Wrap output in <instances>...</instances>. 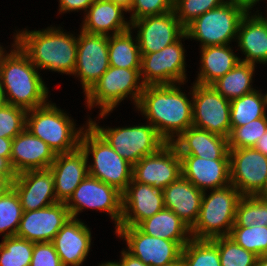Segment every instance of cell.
Returning a JSON list of instances; mask_svg holds the SVG:
<instances>
[{"label": "cell", "mask_w": 267, "mask_h": 266, "mask_svg": "<svg viewBox=\"0 0 267 266\" xmlns=\"http://www.w3.org/2000/svg\"><path fill=\"white\" fill-rule=\"evenodd\" d=\"M88 162L81 147L70 153L56 154L49 169L54 176L55 194L58 202L66 203L74 190L88 175Z\"/></svg>", "instance_id": "obj_23"}, {"label": "cell", "mask_w": 267, "mask_h": 266, "mask_svg": "<svg viewBox=\"0 0 267 266\" xmlns=\"http://www.w3.org/2000/svg\"><path fill=\"white\" fill-rule=\"evenodd\" d=\"M98 266H118L117 264H116V261H107V262H105V263H101V264H99Z\"/></svg>", "instance_id": "obj_55"}, {"label": "cell", "mask_w": 267, "mask_h": 266, "mask_svg": "<svg viewBox=\"0 0 267 266\" xmlns=\"http://www.w3.org/2000/svg\"><path fill=\"white\" fill-rule=\"evenodd\" d=\"M121 6L108 0H95L88 8L81 30L91 34L116 35L130 29V21H125ZM112 33L110 34V32Z\"/></svg>", "instance_id": "obj_28"}, {"label": "cell", "mask_w": 267, "mask_h": 266, "mask_svg": "<svg viewBox=\"0 0 267 266\" xmlns=\"http://www.w3.org/2000/svg\"><path fill=\"white\" fill-rule=\"evenodd\" d=\"M132 29L109 36V64L116 68L140 69L141 52L137 37L133 39ZM136 41V43H134Z\"/></svg>", "instance_id": "obj_32"}, {"label": "cell", "mask_w": 267, "mask_h": 266, "mask_svg": "<svg viewBox=\"0 0 267 266\" xmlns=\"http://www.w3.org/2000/svg\"><path fill=\"white\" fill-rule=\"evenodd\" d=\"M267 226V201L256 196H242L236 208L233 227Z\"/></svg>", "instance_id": "obj_36"}, {"label": "cell", "mask_w": 267, "mask_h": 266, "mask_svg": "<svg viewBox=\"0 0 267 266\" xmlns=\"http://www.w3.org/2000/svg\"><path fill=\"white\" fill-rule=\"evenodd\" d=\"M23 212L13 188L0 197V234H3V238L16 236Z\"/></svg>", "instance_id": "obj_37"}, {"label": "cell", "mask_w": 267, "mask_h": 266, "mask_svg": "<svg viewBox=\"0 0 267 266\" xmlns=\"http://www.w3.org/2000/svg\"><path fill=\"white\" fill-rule=\"evenodd\" d=\"M225 2L226 0H174V11L186 28L196 18Z\"/></svg>", "instance_id": "obj_42"}, {"label": "cell", "mask_w": 267, "mask_h": 266, "mask_svg": "<svg viewBox=\"0 0 267 266\" xmlns=\"http://www.w3.org/2000/svg\"><path fill=\"white\" fill-rule=\"evenodd\" d=\"M182 266H221L218 247L211 240L191 239L182 249Z\"/></svg>", "instance_id": "obj_34"}, {"label": "cell", "mask_w": 267, "mask_h": 266, "mask_svg": "<svg viewBox=\"0 0 267 266\" xmlns=\"http://www.w3.org/2000/svg\"><path fill=\"white\" fill-rule=\"evenodd\" d=\"M95 0H59V14L70 11L84 10L87 12L88 8Z\"/></svg>", "instance_id": "obj_45"}, {"label": "cell", "mask_w": 267, "mask_h": 266, "mask_svg": "<svg viewBox=\"0 0 267 266\" xmlns=\"http://www.w3.org/2000/svg\"><path fill=\"white\" fill-rule=\"evenodd\" d=\"M75 127L74 119L50 101L27 111L26 129L48 144L55 154L70 153L80 147V138L86 127L79 130Z\"/></svg>", "instance_id": "obj_4"}, {"label": "cell", "mask_w": 267, "mask_h": 266, "mask_svg": "<svg viewBox=\"0 0 267 266\" xmlns=\"http://www.w3.org/2000/svg\"><path fill=\"white\" fill-rule=\"evenodd\" d=\"M174 10V0H133L129 13L130 23L147 16L169 13Z\"/></svg>", "instance_id": "obj_43"}, {"label": "cell", "mask_w": 267, "mask_h": 266, "mask_svg": "<svg viewBox=\"0 0 267 266\" xmlns=\"http://www.w3.org/2000/svg\"><path fill=\"white\" fill-rule=\"evenodd\" d=\"M34 243L11 236L0 243V266H30Z\"/></svg>", "instance_id": "obj_35"}, {"label": "cell", "mask_w": 267, "mask_h": 266, "mask_svg": "<svg viewBox=\"0 0 267 266\" xmlns=\"http://www.w3.org/2000/svg\"><path fill=\"white\" fill-rule=\"evenodd\" d=\"M30 266H63L52 242L34 243Z\"/></svg>", "instance_id": "obj_44"}, {"label": "cell", "mask_w": 267, "mask_h": 266, "mask_svg": "<svg viewBox=\"0 0 267 266\" xmlns=\"http://www.w3.org/2000/svg\"><path fill=\"white\" fill-rule=\"evenodd\" d=\"M203 194V191L181 176L163 189L164 206L191 229L198 219Z\"/></svg>", "instance_id": "obj_27"}, {"label": "cell", "mask_w": 267, "mask_h": 266, "mask_svg": "<svg viewBox=\"0 0 267 266\" xmlns=\"http://www.w3.org/2000/svg\"><path fill=\"white\" fill-rule=\"evenodd\" d=\"M180 89L177 84L145 86L136 105L167 143L193 126L192 100Z\"/></svg>", "instance_id": "obj_1"}, {"label": "cell", "mask_w": 267, "mask_h": 266, "mask_svg": "<svg viewBox=\"0 0 267 266\" xmlns=\"http://www.w3.org/2000/svg\"><path fill=\"white\" fill-rule=\"evenodd\" d=\"M55 157L49 145L26 128L13 138L10 165L16 175L29 170L49 169Z\"/></svg>", "instance_id": "obj_21"}, {"label": "cell", "mask_w": 267, "mask_h": 266, "mask_svg": "<svg viewBox=\"0 0 267 266\" xmlns=\"http://www.w3.org/2000/svg\"><path fill=\"white\" fill-rule=\"evenodd\" d=\"M0 51V94L3 102L31 110L48 103V88L29 56L14 41Z\"/></svg>", "instance_id": "obj_2"}, {"label": "cell", "mask_w": 267, "mask_h": 266, "mask_svg": "<svg viewBox=\"0 0 267 266\" xmlns=\"http://www.w3.org/2000/svg\"><path fill=\"white\" fill-rule=\"evenodd\" d=\"M115 233L126 241L130 254L149 266H163L181 259L183 247L176 241L147 235L137 226H119Z\"/></svg>", "instance_id": "obj_13"}, {"label": "cell", "mask_w": 267, "mask_h": 266, "mask_svg": "<svg viewBox=\"0 0 267 266\" xmlns=\"http://www.w3.org/2000/svg\"><path fill=\"white\" fill-rule=\"evenodd\" d=\"M255 266H267V253L257 258Z\"/></svg>", "instance_id": "obj_54"}, {"label": "cell", "mask_w": 267, "mask_h": 266, "mask_svg": "<svg viewBox=\"0 0 267 266\" xmlns=\"http://www.w3.org/2000/svg\"><path fill=\"white\" fill-rule=\"evenodd\" d=\"M91 240L89 227L71 217L51 242L63 266H81L89 254Z\"/></svg>", "instance_id": "obj_22"}, {"label": "cell", "mask_w": 267, "mask_h": 266, "mask_svg": "<svg viewBox=\"0 0 267 266\" xmlns=\"http://www.w3.org/2000/svg\"><path fill=\"white\" fill-rule=\"evenodd\" d=\"M118 266H149L140 259L134 257L127 250L121 251V258L119 262H116Z\"/></svg>", "instance_id": "obj_46"}, {"label": "cell", "mask_w": 267, "mask_h": 266, "mask_svg": "<svg viewBox=\"0 0 267 266\" xmlns=\"http://www.w3.org/2000/svg\"><path fill=\"white\" fill-rule=\"evenodd\" d=\"M254 148L267 156V131L259 138Z\"/></svg>", "instance_id": "obj_51"}, {"label": "cell", "mask_w": 267, "mask_h": 266, "mask_svg": "<svg viewBox=\"0 0 267 266\" xmlns=\"http://www.w3.org/2000/svg\"><path fill=\"white\" fill-rule=\"evenodd\" d=\"M255 68L254 64L239 61L233 69L211 86L229 101L237 99L256 90L252 87Z\"/></svg>", "instance_id": "obj_31"}, {"label": "cell", "mask_w": 267, "mask_h": 266, "mask_svg": "<svg viewBox=\"0 0 267 266\" xmlns=\"http://www.w3.org/2000/svg\"><path fill=\"white\" fill-rule=\"evenodd\" d=\"M13 37L38 70L73 75L77 61L75 35L64 32L62 27L50 26L42 30H18Z\"/></svg>", "instance_id": "obj_3"}, {"label": "cell", "mask_w": 267, "mask_h": 266, "mask_svg": "<svg viewBox=\"0 0 267 266\" xmlns=\"http://www.w3.org/2000/svg\"><path fill=\"white\" fill-rule=\"evenodd\" d=\"M230 183L242 196H255L267 178V156L254 147L229 149Z\"/></svg>", "instance_id": "obj_16"}, {"label": "cell", "mask_w": 267, "mask_h": 266, "mask_svg": "<svg viewBox=\"0 0 267 266\" xmlns=\"http://www.w3.org/2000/svg\"><path fill=\"white\" fill-rule=\"evenodd\" d=\"M137 227L147 235L176 241L184 247L192 238L190 228L170 209L163 208Z\"/></svg>", "instance_id": "obj_30"}, {"label": "cell", "mask_w": 267, "mask_h": 266, "mask_svg": "<svg viewBox=\"0 0 267 266\" xmlns=\"http://www.w3.org/2000/svg\"><path fill=\"white\" fill-rule=\"evenodd\" d=\"M27 110L0 102V137L13 139L26 128Z\"/></svg>", "instance_id": "obj_41"}, {"label": "cell", "mask_w": 267, "mask_h": 266, "mask_svg": "<svg viewBox=\"0 0 267 266\" xmlns=\"http://www.w3.org/2000/svg\"><path fill=\"white\" fill-rule=\"evenodd\" d=\"M267 131V116L252 120L241 127H231L228 149L254 147Z\"/></svg>", "instance_id": "obj_40"}, {"label": "cell", "mask_w": 267, "mask_h": 266, "mask_svg": "<svg viewBox=\"0 0 267 266\" xmlns=\"http://www.w3.org/2000/svg\"><path fill=\"white\" fill-rule=\"evenodd\" d=\"M257 12L253 15L247 12L242 18L236 41L245 55L240 61L254 65L267 63V17Z\"/></svg>", "instance_id": "obj_26"}, {"label": "cell", "mask_w": 267, "mask_h": 266, "mask_svg": "<svg viewBox=\"0 0 267 266\" xmlns=\"http://www.w3.org/2000/svg\"><path fill=\"white\" fill-rule=\"evenodd\" d=\"M13 139L0 137V156L10 162L11 147Z\"/></svg>", "instance_id": "obj_47"}, {"label": "cell", "mask_w": 267, "mask_h": 266, "mask_svg": "<svg viewBox=\"0 0 267 266\" xmlns=\"http://www.w3.org/2000/svg\"><path fill=\"white\" fill-rule=\"evenodd\" d=\"M247 12L242 6L226 1L196 18L185 28V33L199 41L200 48L228 45L237 40L240 22Z\"/></svg>", "instance_id": "obj_9"}, {"label": "cell", "mask_w": 267, "mask_h": 266, "mask_svg": "<svg viewBox=\"0 0 267 266\" xmlns=\"http://www.w3.org/2000/svg\"><path fill=\"white\" fill-rule=\"evenodd\" d=\"M255 196L261 200L267 201V178H266V182L264 183L260 191Z\"/></svg>", "instance_id": "obj_53"}, {"label": "cell", "mask_w": 267, "mask_h": 266, "mask_svg": "<svg viewBox=\"0 0 267 266\" xmlns=\"http://www.w3.org/2000/svg\"><path fill=\"white\" fill-rule=\"evenodd\" d=\"M23 211H34L58 203L54 176L50 169L29 170L16 175L12 182Z\"/></svg>", "instance_id": "obj_20"}, {"label": "cell", "mask_w": 267, "mask_h": 266, "mask_svg": "<svg viewBox=\"0 0 267 266\" xmlns=\"http://www.w3.org/2000/svg\"><path fill=\"white\" fill-rule=\"evenodd\" d=\"M108 1L114 2L115 4L121 6L128 13L133 0H108Z\"/></svg>", "instance_id": "obj_52"}, {"label": "cell", "mask_w": 267, "mask_h": 266, "mask_svg": "<svg viewBox=\"0 0 267 266\" xmlns=\"http://www.w3.org/2000/svg\"><path fill=\"white\" fill-rule=\"evenodd\" d=\"M0 175H16L10 162L2 156H0Z\"/></svg>", "instance_id": "obj_49"}, {"label": "cell", "mask_w": 267, "mask_h": 266, "mask_svg": "<svg viewBox=\"0 0 267 266\" xmlns=\"http://www.w3.org/2000/svg\"><path fill=\"white\" fill-rule=\"evenodd\" d=\"M80 31L77 35V61L73 75L80 78L86 94L110 67L109 36Z\"/></svg>", "instance_id": "obj_14"}, {"label": "cell", "mask_w": 267, "mask_h": 266, "mask_svg": "<svg viewBox=\"0 0 267 266\" xmlns=\"http://www.w3.org/2000/svg\"><path fill=\"white\" fill-rule=\"evenodd\" d=\"M200 53L201 70L195 80L200 85H211L240 61L230 44L201 47Z\"/></svg>", "instance_id": "obj_29"}, {"label": "cell", "mask_w": 267, "mask_h": 266, "mask_svg": "<svg viewBox=\"0 0 267 266\" xmlns=\"http://www.w3.org/2000/svg\"><path fill=\"white\" fill-rule=\"evenodd\" d=\"M204 191L199 216L190 229L191 238L211 240L229 236L235 224L236 208L242 195L233 185Z\"/></svg>", "instance_id": "obj_5"}, {"label": "cell", "mask_w": 267, "mask_h": 266, "mask_svg": "<svg viewBox=\"0 0 267 266\" xmlns=\"http://www.w3.org/2000/svg\"><path fill=\"white\" fill-rule=\"evenodd\" d=\"M130 28L136 29L141 55L161 51L185 34V27L175 11L133 20Z\"/></svg>", "instance_id": "obj_15"}, {"label": "cell", "mask_w": 267, "mask_h": 266, "mask_svg": "<svg viewBox=\"0 0 267 266\" xmlns=\"http://www.w3.org/2000/svg\"><path fill=\"white\" fill-rule=\"evenodd\" d=\"M267 93L259 90L230 101L231 127H241L252 120L267 116Z\"/></svg>", "instance_id": "obj_33"}, {"label": "cell", "mask_w": 267, "mask_h": 266, "mask_svg": "<svg viewBox=\"0 0 267 266\" xmlns=\"http://www.w3.org/2000/svg\"><path fill=\"white\" fill-rule=\"evenodd\" d=\"M144 87L140 69L110 66L84 95L86 106L88 109H92L94 106L100 107L99 118H105L127 97H130L136 107Z\"/></svg>", "instance_id": "obj_7"}, {"label": "cell", "mask_w": 267, "mask_h": 266, "mask_svg": "<svg viewBox=\"0 0 267 266\" xmlns=\"http://www.w3.org/2000/svg\"><path fill=\"white\" fill-rule=\"evenodd\" d=\"M172 144L180 156L230 160L228 138L193 126L184 131Z\"/></svg>", "instance_id": "obj_25"}, {"label": "cell", "mask_w": 267, "mask_h": 266, "mask_svg": "<svg viewBox=\"0 0 267 266\" xmlns=\"http://www.w3.org/2000/svg\"><path fill=\"white\" fill-rule=\"evenodd\" d=\"M182 176L181 158L172 143L143 157L133 166V179L142 184L164 189Z\"/></svg>", "instance_id": "obj_17"}, {"label": "cell", "mask_w": 267, "mask_h": 266, "mask_svg": "<svg viewBox=\"0 0 267 266\" xmlns=\"http://www.w3.org/2000/svg\"><path fill=\"white\" fill-rule=\"evenodd\" d=\"M164 207L163 189L132 179L122 193V219L119 226H137Z\"/></svg>", "instance_id": "obj_19"}, {"label": "cell", "mask_w": 267, "mask_h": 266, "mask_svg": "<svg viewBox=\"0 0 267 266\" xmlns=\"http://www.w3.org/2000/svg\"><path fill=\"white\" fill-rule=\"evenodd\" d=\"M16 175H0V197L12 188Z\"/></svg>", "instance_id": "obj_48"}, {"label": "cell", "mask_w": 267, "mask_h": 266, "mask_svg": "<svg viewBox=\"0 0 267 266\" xmlns=\"http://www.w3.org/2000/svg\"><path fill=\"white\" fill-rule=\"evenodd\" d=\"M189 93L192 95L193 127L228 138L231 132L230 101L211 85L193 83Z\"/></svg>", "instance_id": "obj_11"}, {"label": "cell", "mask_w": 267, "mask_h": 266, "mask_svg": "<svg viewBox=\"0 0 267 266\" xmlns=\"http://www.w3.org/2000/svg\"><path fill=\"white\" fill-rule=\"evenodd\" d=\"M66 207L71 217L76 219L86 208L106 212L113 219L117 229L122 219V193L109 184L87 175L66 202Z\"/></svg>", "instance_id": "obj_12"}, {"label": "cell", "mask_w": 267, "mask_h": 266, "mask_svg": "<svg viewBox=\"0 0 267 266\" xmlns=\"http://www.w3.org/2000/svg\"><path fill=\"white\" fill-rule=\"evenodd\" d=\"M70 218L64 202L34 211H24L16 236L33 243L51 242Z\"/></svg>", "instance_id": "obj_18"}, {"label": "cell", "mask_w": 267, "mask_h": 266, "mask_svg": "<svg viewBox=\"0 0 267 266\" xmlns=\"http://www.w3.org/2000/svg\"><path fill=\"white\" fill-rule=\"evenodd\" d=\"M182 39H189L185 33L179 40L161 51L141 55L140 74L142 82L148 85H181L186 82L185 49Z\"/></svg>", "instance_id": "obj_10"}, {"label": "cell", "mask_w": 267, "mask_h": 266, "mask_svg": "<svg viewBox=\"0 0 267 266\" xmlns=\"http://www.w3.org/2000/svg\"><path fill=\"white\" fill-rule=\"evenodd\" d=\"M182 177L201 191L230 185V160L180 156Z\"/></svg>", "instance_id": "obj_24"}, {"label": "cell", "mask_w": 267, "mask_h": 266, "mask_svg": "<svg viewBox=\"0 0 267 266\" xmlns=\"http://www.w3.org/2000/svg\"><path fill=\"white\" fill-rule=\"evenodd\" d=\"M163 266H182V263H181V259L177 262H173L171 264H166V265H163Z\"/></svg>", "instance_id": "obj_56"}, {"label": "cell", "mask_w": 267, "mask_h": 266, "mask_svg": "<svg viewBox=\"0 0 267 266\" xmlns=\"http://www.w3.org/2000/svg\"><path fill=\"white\" fill-rule=\"evenodd\" d=\"M232 4H236L245 8L248 12L253 9L254 5L261 0H226Z\"/></svg>", "instance_id": "obj_50"}, {"label": "cell", "mask_w": 267, "mask_h": 266, "mask_svg": "<svg viewBox=\"0 0 267 266\" xmlns=\"http://www.w3.org/2000/svg\"><path fill=\"white\" fill-rule=\"evenodd\" d=\"M229 237L258 257L267 253V226L232 227Z\"/></svg>", "instance_id": "obj_39"}, {"label": "cell", "mask_w": 267, "mask_h": 266, "mask_svg": "<svg viewBox=\"0 0 267 266\" xmlns=\"http://www.w3.org/2000/svg\"><path fill=\"white\" fill-rule=\"evenodd\" d=\"M211 241L218 247L221 266H255L258 256L239 246L229 236Z\"/></svg>", "instance_id": "obj_38"}, {"label": "cell", "mask_w": 267, "mask_h": 266, "mask_svg": "<svg viewBox=\"0 0 267 266\" xmlns=\"http://www.w3.org/2000/svg\"><path fill=\"white\" fill-rule=\"evenodd\" d=\"M80 147L88 160V175L109 184L123 193L133 179V165L119 156L115 150L88 124L82 132Z\"/></svg>", "instance_id": "obj_6"}, {"label": "cell", "mask_w": 267, "mask_h": 266, "mask_svg": "<svg viewBox=\"0 0 267 266\" xmlns=\"http://www.w3.org/2000/svg\"><path fill=\"white\" fill-rule=\"evenodd\" d=\"M87 121L119 156L133 166L143 157L156 153L167 144L150 123L122 128H104L91 118Z\"/></svg>", "instance_id": "obj_8"}]
</instances>
